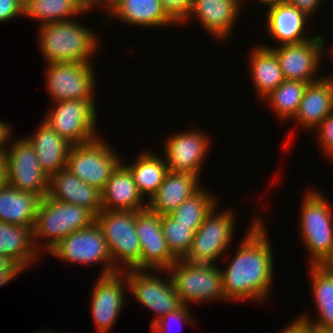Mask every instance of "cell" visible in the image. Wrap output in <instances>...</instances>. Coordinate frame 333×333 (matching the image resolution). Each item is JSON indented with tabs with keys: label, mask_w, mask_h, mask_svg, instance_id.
<instances>
[{
	"label": "cell",
	"mask_w": 333,
	"mask_h": 333,
	"mask_svg": "<svg viewBox=\"0 0 333 333\" xmlns=\"http://www.w3.org/2000/svg\"><path fill=\"white\" fill-rule=\"evenodd\" d=\"M257 218V219H256ZM254 217L235 256L220 269L222 288L228 301H266L272 287L274 255L265 223ZM225 270V271H224Z\"/></svg>",
	"instance_id": "6da1fadb"
},
{
	"label": "cell",
	"mask_w": 333,
	"mask_h": 333,
	"mask_svg": "<svg viewBox=\"0 0 333 333\" xmlns=\"http://www.w3.org/2000/svg\"><path fill=\"white\" fill-rule=\"evenodd\" d=\"M75 21L72 19L40 25L39 47L47 64L91 63L99 38L93 33L95 31Z\"/></svg>",
	"instance_id": "7a4b0ae2"
},
{
	"label": "cell",
	"mask_w": 333,
	"mask_h": 333,
	"mask_svg": "<svg viewBox=\"0 0 333 333\" xmlns=\"http://www.w3.org/2000/svg\"><path fill=\"white\" fill-rule=\"evenodd\" d=\"M302 198L299 227L310 253V265H324L333 258V211L321 192L308 190Z\"/></svg>",
	"instance_id": "3957f363"
},
{
	"label": "cell",
	"mask_w": 333,
	"mask_h": 333,
	"mask_svg": "<svg viewBox=\"0 0 333 333\" xmlns=\"http://www.w3.org/2000/svg\"><path fill=\"white\" fill-rule=\"evenodd\" d=\"M95 216L86 208L71 203L55 201L49 196L41 199L33 227L34 243L38 250L47 252L71 233L89 227ZM36 244L37 240L45 239ZM48 239V241H47ZM45 247V248H44ZM42 248V249H40ZM45 250V251H44Z\"/></svg>",
	"instance_id": "277c9868"
},
{
	"label": "cell",
	"mask_w": 333,
	"mask_h": 333,
	"mask_svg": "<svg viewBox=\"0 0 333 333\" xmlns=\"http://www.w3.org/2000/svg\"><path fill=\"white\" fill-rule=\"evenodd\" d=\"M169 274L183 305L206 300L227 301L222 288V275L217 264L194 263L178 259L167 270H153Z\"/></svg>",
	"instance_id": "5b68a950"
},
{
	"label": "cell",
	"mask_w": 333,
	"mask_h": 333,
	"mask_svg": "<svg viewBox=\"0 0 333 333\" xmlns=\"http://www.w3.org/2000/svg\"><path fill=\"white\" fill-rule=\"evenodd\" d=\"M136 212L102 209L95 216V221L100 226L107 243L113 265L119 271L122 268V271L141 269V246L135 227ZM118 263L123 267L120 268Z\"/></svg>",
	"instance_id": "8992f818"
},
{
	"label": "cell",
	"mask_w": 333,
	"mask_h": 333,
	"mask_svg": "<svg viewBox=\"0 0 333 333\" xmlns=\"http://www.w3.org/2000/svg\"><path fill=\"white\" fill-rule=\"evenodd\" d=\"M117 154L105 139L98 137L84 144L71 145L66 169L102 192L112 172L122 162Z\"/></svg>",
	"instance_id": "52a82bcc"
},
{
	"label": "cell",
	"mask_w": 333,
	"mask_h": 333,
	"mask_svg": "<svg viewBox=\"0 0 333 333\" xmlns=\"http://www.w3.org/2000/svg\"><path fill=\"white\" fill-rule=\"evenodd\" d=\"M53 103L43 121L68 143L84 144L100 137L96 132L95 100L70 99Z\"/></svg>",
	"instance_id": "ba28073f"
},
{
	"label": "cell",
	"mask_w": 333,
	"mask_h": 333,
	"mask_svg": "<svg viewBox=\"0 0 333 333\" xmlns=\"http://www.w3.org/2000/svg\"><path fill=\"white\" fill-rule=\"evenodd\" d=\"M48 252L66 263L101 264L105 267H102L100 276L119 272L113 265L104 235L96 221L89 227L71 233Z\"/></svg>",
	"instance_id": "9c48e42d"
},
{
	"label": "cell",
	"mask_w": 333,
	"mask_h": 333,
	"mask_svg": "<svg viewBox=\"0 0 333 333\" xmlns=\"http://www.w3.org/2000/svg\"><path fill=\"white\" fill-rule=\"evenodd\" d=\"M216 207L213 208L195 232L190 251L183 258L184 260L194 263L215 264L228 251L236 227V215L233 214V210L228 209L216 212L218 210Z\"/></svg>",
	"instance_id": "30bf717a"
},
{
	"label": "cell",
	"mask_w": 333,
	"mask_h": 333,
	"mask_svg": "<svg viewBox=\"0 0 333 333\" xmlns=\"http://www.w3.org/2000/svg\"><path fill=\"white\" fill-rule=\"evenodd\" d=\"M125 271L127 272L129 291L132 292V295L141 305L146 306L152 313L155 312V319L151 320V325L183 305L170 276L166 275L164 280L158 276V273L154 275L152 269H129Z\"/></svg>",
	"instance_id": "8fae6325"
},
{
	"label": "cell",
	"mask_w": 333,
	"mask_h": 333,
	"mask_svg": "<svg viewBox=\"0 0 333 333\" xmlns=\"http://www.w3.org/2000/svg\"><path fill=\"white\" fill-rule=\"evenodd\" d=\"M46 89L53 102L96 100L95 71L91 63L64 62L47 64Z\"/></svg>",
	"instance_id": "7c38bea8"
},
{
	"label": "cell",
	"mask_w": 333,
	"mask_h": 333,
	"mask_svg": "<svg viewBox=\"0 0 333 333\" xmlns=\"http://www.w3.org/2000/svg\"><path fill=\"white\" fill-rule=\"evenodd\" d=\"M10 141L6 148L8 185L41 198L48 196L50 177L40 168L33 145L25 137Z\"/></svg>",
	"instance_id": "4fadbf2b"
},
{
	"label": "cell",
	"mask_w": 333,
	"mask_h": 333,
	"mask_svg": "<svg viewBox=\"0 0 333 333\" xmlns=\"http://www.w3.org/2000/svg\"><path fill=\"white\" fill-rule=\"evenodd\" d=\"M324 36L315 35L311 39L297 44H285L281 46H266L277 56L285 80H301L313 83L324 76H317L320 69L323 50L326 46Z\"/></svg>",
	"instance_id": "5bb4252c"
},
{
	"label": "cell",
	"mask_w": 333,
	"mask_h": 333,
	"mask_svg": "<svg viewBox=\"0 0 333 333\" xmlns=\"http://www.w3.org/2000/svg\"><path fill=\"white\" fill-rule=\"evenodd\" d=\"M94 285L90 301L91 314L97 332L108 333L117 322L119 313L127 301V297L125 299V290L126 288L128 290L127 272L121 270L109 275H99Z\"/></svg>",
	"instance_id": "9a60e30c"
},
{
	"label": "cell",
	"mask_w": 333,
	"mask_h": 333,
	"mask_svg": "<svg viewBox=\"0 0 333 333\" xmlns=\"http://www.w3.org/2000/svg\"><path fill=\"white\" fill-rule=\"evenodd\" d=\"M208 136L205 131L194 129L169 136L164 144V158L168 170L199 175L211 148V139Z\"/></svg>",
	"instance_id": "2e32d148"
},
{
	"label": "cell",
	"mask_w": 333,
	"mask_h": 333,
	"mask_svg": "<svg viewBox=\"0 0 333 333\" xmlns=\"http://www.w3.org/2000/svg\"><path fill=\"white\" fill-rule=\"evenodd\" d=\"M135 227L141 246V269L167 270L178 260L163 235L161 215L148 208L137 211Z\"/></svg>",
	"instance_id": "e0dca14e"
},
{
	"label": "cell",
	"mask_w": 333,
	"mask_h": 333,
	"mask_svg": "<svg viewBox=\"0 0 333 333\" xmlns=\"http://www.w3.org/2000/svg\"><path fill=\"white\" fill-rule=\"evenodd\" d=\"M241 5V0H194L191 12L182 23L197 17L209 36L225 41L232 34Z\"/></svg>",
	"instance_id": "ac0fdd59"
},
{
	"label": "cell",
	"mask_w": 333,
	"mask_h": 333,
	"mask_svg": "<svg viewBox=\"0 0 333 333\" xmlns=\"http://www.w3.org/2000/svg\"><path fill=\"white\" fill-rule=\"evenodd\" d=\"M112 18L146 28L178 25L165 11L160 0H108L104 7Z\"/></svg>",
	"instance_id": "d6986e66"
},
{
	"label": "cell",
	"mask_w": 333,
	"mask_h": 333,
	"mask_svg": "<svg viewBox=\"0 0 333 333\" xmlns=\"http://www.w3.org/2000/svg\"><path fill=\"white\" fill-rule=\"evenodd\" d=\"M48 196L55 201L84 207L94 216L102 210L101 191L86 184L66 168L50 177Z\"/></svg>",
	"instance_id": "ffe728a7"
},
{
	"label": "cell",
	"mask_w": 333,
	"mask_h": 333,
	"mask_svg": "<svg viewBox=\"0 0 333 333\" xmlns=\"http://www.w3.org/2000/svg\"><path fill=\"white\" fill-rule=\"evenodd\" d=\"M267 8L265 18L266 29L270 37L279 43V46L302 43L311 39L307 37L304 30L307 29L305 27L307 20H312V18L298 11L286 0Z\"/></svg>",
	"instance_id": "44dd1931"
},
{
	"label": "cell",
	"mask_w": 333,
	"mask_h": 333,
	"mask_svg": "<svg viewBox=\"0 0 333 333\" xmlns=\"http://www.w3.org/2000/svg\"><path fill=\"white\" fill-rule=\"evenodd\" d=\"M199 178L197 174L168 171L156 193L147 202V208L159 215H169L201 189Z\"/></svg>",
	"instance_id": "7402d4cb"
},
{
	"label": "cell",
	"mask_w": 333,
	"mask_h": 333,
	"mask_svg": "<svg viewBox=\"0 0 333 333\" xmlns=\"http://www.w3.org/2000/svg\"><path fill=\"white\" fill-rule=\"evenodd\" d=\"M333 112V78L324 75L321 80L309 83L303 94L294 122L302 128L315 130Z\"/></svg>",
	"instance_id": "603a6c76"
},
{
	"label": "cell",
	"mask_w": 333,
	"mask_h": 333,
	"mask_svg": "<svg viewBox=\"0 0 333 333\" xmlns=\"http://www.w3.org/2000/svg\"><path fill=\"white\" fill-rule=\"evenodd\" d=\"M101 197L104 210L141 211L147 208V201L140 194L123 160L107 180Z\"/></svg>",
	"instance_id": "cb8c5ba5"
},
{
	"label": "cell",
	"mask_w": 333,
	"mask_h": 333,
	"mask_svg": "<svg viewBox=\"0 0 333 333\" xmlns=\"http://www.w3.org/2000/svg\"><path fill=\"white\" fill-rule=\"evenodd\" d=\"M26 138L35 149L40 168L49 177L66 168L71 144L59 136L45 121H42L35 134Z\"/></svg>",
	"instance_id": "d4e9b609"
},
{
	"label": "cell",
	"mask_w": 333,
	"mask_h": 333,
	"mask_svg": "<svg viewBox=\"0 0 333 333\" xmlns=\"http://www.w3.org/2000/svg\"><path fill=\"white\" fill-rule=\"evenodd\" d=\"M40 253L42 252L34 243L33 228L0 221L1 256L7 257L16 266L26 270L37 260Z\"/></svg>",
	"instance_id": "484cf974"
},
{
	"label": "cell",
	"mask_w": 333,
	"mask_h": 333,
	"mask_svg": "<svg viewBox=\"0 0 333 333\" xmlns=\"http://www.w3.org/2000/svg\"><path fill=\"white\" fill-rule=\"evenodd\" d=\"M41 199L37 194L5 185L0 189V221L33 228Z\"/></svg>",
	"instance_id": "4316f807"
},
{
	"label": "cell",
	"mask_w": 333,
	"mask_h": 333,
	"mask_svg": "<svg viewBox=\"0 0 333 333\" xmlns=\"http://www.w3.org/2000/svg\"><path fill=\"white\" fill-rule=\"evenodd\" d=\"M310 282L315 301L318 320L304 313L301 319L320 329H333V274L325 265H310ZM316 321V322H315Z\"/></svg>",
	"instance_id": "83f0119b"
},
{
	"label": "cell",
	"mask_w": 333,
	"mask_h": 333,
	"mask_svg": "<svg viewBox=\"0 0 333 333\" xmlns=\"http://www.w3.org/2000/svg\"><path fill=\"white\" fill-rule=\"evenodd\" d=\"M249 62L251 78L260 100L285 80L279 60L271 49L258 44L251 50Z\"/></svg>",
	"instance_id": "f1b7e54d"
},
{
	"label": "cell",
	"mask_w": 333,
	"mask_h": 333,
	"mask_svg": "<svg viewBox=\"0 0 333 333\" xmlns=\"http://www.w3.org/2000/svg\"><path fill=\"white\" fill-rule=\"evenodd\" d=\"M125 166L133 175L140 194L143 198H147V202L156 193L169 171L165 158L148 150L138 155L135 162Z\"/></svg>",
	"instance_id": "f546056e"
},
{
	"label": "cell",
	"mask_w": 333,
	"mask_h": 333,
	"mask_svg": "<svg viewBox=\"0 0 333 333\" xmlns=\"http://www.w3.org/2000/svg\"><path fill=\"white\" fill-rule=\"evenodd\" d=\"M308 84L301 80H284L263 100L279 119H293Z\"/></svg>",
	"instance_id": "4dcf8cb0"
},
{
	"label": "cell",
	"mask_w": 333,
	"mask_h": 333,
	"mask_svg": "<svg viewBox=\"0 0 333 333\" xmlns=\"http://www.w3.org/2000/svg\"><path fill=\"white\" fill-rule=\"evenodd\" d=\"M80 14L84 12L71 0H30L24 7V16L40 21L39 25L72 20Z\"/></svg>",
	"instance_id": "1f68e13d"
},
{
	"label": "cell",
	"mask_w": 333,
	"mask_h": 333,
	"mask_svg": "<svg viewBox=\"0 0 333 333\" xmlns=\"http://www.w3.org/2000/svg\"><path fill=\"white\" fill-rule=\"evenodd\" d=\"M215 195L211 194L203 187L193 196L183 201L173 212L169 215L184 225H202L204 219L218 206Z\"/></svg>",
	"instance_id": "d6a6232c"
},
{
	"label": "cell",
	"mask_w": 333,
	"mask_h": 333,
	"mask_svg": "<svg viewBox=\"0 0 333 333\" xmlns=\"http://www.w3.org/2000/svg\"><path fill=\"white\" fill-rule=\"evenodd\" d=\"M201 225H184L170 215H161V227L170 252L183 259L190 251L195 232Z\"/></svg>",
	"instance_id": "836d02e7"
},
{
	"label": "cell",
	"mask_w": 333,
	"mask_h": 333,
	"mask_svg": "<svg viewBox=\"0 0 333 333\" xmlns=\"http://www.w3.org/2000/svg\"><path fill=\"white\" fill-rule=\"evenodd\" d=\"M190 313L191 312H189V307L187 305H182L176 311L163 316L154 325H151L150 326L151 333H153V332L154 333H172L171 332L172 329L170 326L174 325L173 322H175L177 324L188 323V324L195 325L197 322L193 321L192 314H190Z\"/></svg>",
	"instance_id": "e575fe53"
},
{
	"label": "cell",
	"mask_w": 333,
	"mask_h": 333,
	"mask_svg": "<svg viewBox=\"0 0 333 333\" xmlns=\"http://www.w3.org/2000/svg\"><path fill=\"white\" fill-rule=\"evenodd\" d=\"M194 0H160L167 14L177 23L182 22L191 12Z\"/></svg>",
	"instance_id": "d590c367"
},
{
	"label": "cell",
	"mask_w": 333,
	"mask_h": 333,
	"mask_svg": "<svg viewBox=\"0 0 333 333\" xmlns=\"http://www.w3.org/2000/svg\"><path fill=\"white\" fill-rule=\"evenodd\" d=\"M321 150L333 160V112H331L316 128Z\"/></svg>",
	"instance_id": "8d00e7d4"
},
{
	"label": "cell",
	"mask_w": 333,
	"mask_h": 333,
	"mask_svg": "<svg viewBox=\"0 0 333 333\" xmlns=\"http://www.w3.org/2000/svg\"><path fill=\"white\" fill-rule=\"evenodd\" d=\"M24 16V6L18 0H0V23Z\"/></svg>",
	"instance_id": "74e56055"
},
{
	"label": "cell",
	"mask_w": 333,
	"mask_h": 333,
	"mask_svg": "<svg viewBox=\"0 0 333 333\" xmlns=\"http://www.w3.org/2000/svg\"><path fill=\"white\" fill-rule=\"evenodd\" d=\"M289 4L294 6L298 11L305 14L307 17L314 15L321 1L323 0H286Z\"/></svg>",
	"instance_id": "f35d334b"
},
{
	"label": "cell",
	"mask_w": 333,
	"mask_h": 333,
	"mask_svg": "<svg viewBox=\"0 0 333 333\" xmlns=\"http://www.w3.org/2000/svg\"><path fill=\"white\" fill-rule=\"evenodd\" d=\"M280 333H311V324L297 317Z\"/></svg>",
	"instance_id": "ab89813d"
},
{
	"label": "cell",
	"mask_w": 333,
	"mask_h": 333,
	"mask_svg": "<svg viewBox=\"0 0 333 333\" xmlns=\"http://www.w3.org/2000/svg\"><path fill=\"white\" fill-rule=\"evenodd\" d=\"M9 123L0 120V151L6 150L7 145L10 142V139L12 138V130ZM11 135V136H10Z\"/></svg>",
	"instance_id": "60d3db41"
},
{
	"label": "cell",
	"mask_w": 333,
	"mask_h": 333,
	"mask_svg": "<svg viewBox=\"0 0 333 333\" xmlns=\"http://www.w3.org/2000/svg\"><path fill=\"white\" fill-rule=\"evenodd\" d=\"M74 4H76L84 13H87L93 10L94 7H98L103 5L106 6L104 0H71Z\"/></svg>",
	"instance_id": "b9f144b4"
},
{
	"label": "cell",
	"mask_w": 333,
	"mask_h": 333,
	"mask_svg": "<svg viewBox=\"0 0 333 333\" xmlns=\"http://www.w3.org/2000/svg\"><path fill=\"white\" fill-rule=\"evenodd\" d=\"M8 155L6 150L0 151V189L7 185Z\"/></svg>",
	"instance_id": "7bdbcfd3"
},
{
	"label": "cell",
	"mask_w": 333,
	"mask_h": 333,
	"mask_svg": "<svg viewBox=\"0 0 333 333\" xmlns=\"http://www.w3.org/2000/svg\"><path fill=\"white\" fill-rule=\"evenodd\" d=\"M1 271H23L16 266L10 259L0 255V272Z\"/></svg>",
	"instance_id": "ee69618b"
},
{
	"label": "cell",
	"mask_w": 333,
	"mask_h": 333,
	"mask_svg": "<svg viewBox=\"0 0 333 333\" xmlns=\"http://www.w3.org/2000/svg\"><path fill=\"white\" fill-rule=\"evenodd\" d=\"M23 271H1L0 272V287L9 284L17 275Z\"/></svg>",
	"instance_id": "f6af8a7d"
},
{
	"label": "cell",
	"mask_w": 333,
	"mask_h": 333,
	"mask_svg": "<svg viewBox=\"0 0 333 333\" xmlns=\"http://www.w3.org/2000/svg\"><path fill=\"white\" fill-rule=\"evenodd\" d=\"M243 1L244 0H241V3H244ZM245 1H248V0H245ZM280 1H283V0H258V2H260L262 5L264 4V6H266V7L272 6Z\"/></svg>",
	"instance_id": "bcb514c9"
},
{
	"label": "cell",
	"mask_w": 333,
	"mask_h": 333,
	"mask_svg": "<svg viewBox=\"0 0 333 333\" xmlns=\"http://www.w3.org/2000/svg\"><path fill=\"white\" fill-rule=\"evenodd\" d=\"M311 333H333V329H320L311 324Z\"/></svg>",
	"instance_id": "7dc6e473"
},
{
	"label": "cell",
	"mask_w": 333,
	"mask_h": 333,
	"mask_svg": "<svg viewBox=\"0 0 333 333\" xmlns=\"http://www.w3.org/2000/svg\"><path fill=\"white\" fill-rule=\"evenodd\" d=\"M333 274V258L324 264Z\"/></svg>",
	"instance_id": "c3c4849f"
},
{
	"label": "cell",
	"mask_w": 333,
	"mask_h": 333,
	"mask_svg": "<svg viewBox=\"0 0 333 333\" xmlns=\"http://www.w3.org/2000/svg\"><path fill=\"white\" fill-rule=\"evenodd\" d=\"M24 7L30 0H18Z\"/></svg>",
	"instance_id": "681fc988"
},
{
	"label": "cell",
	"mask_w": 333,
	"mask_h": 333,
	"mask_svg": "<svg viewBox=\"0 0 333 333\" xmlns=\"http://www.w3.org/2000/svg\"><path fill=\"white\" fill-rule=\"evenodd\" d=\"M56 331H51V330H45V331H40L38 333H55ZM36 333V332H35Z\"/></svg>",
	"instance_id": "f907efd6"
},
{
	"label": "cell",
	"mask_w": 333,
	"mask_h": 333,
	"mask_svg": "<svg viewBox=\"0 0 333 333\" xmlns=\"http://www.w3.org/2000/svg\"><path fill=\"white\" fill-rule=\"evenodd\" d=\"M331 52L329 54H331V56L333 57V47L330 48Z\"/></svg>",
	"instance_id": "816d5d0a"
}]
</instances>
